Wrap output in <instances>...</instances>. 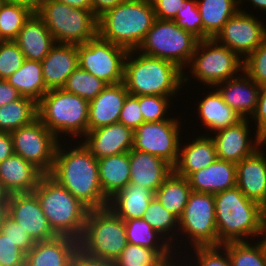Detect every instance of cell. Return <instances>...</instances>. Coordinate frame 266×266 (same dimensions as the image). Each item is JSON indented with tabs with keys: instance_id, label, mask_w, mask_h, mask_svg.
<instances>
[{
	"instance_id": "42",
	"label": "cell",
	"mask_w": 266,
	"mask_h": 266,
	"mask_svg": "<svg viewBox=\"0 0 266 266\" xmlns=\"http://www.w3.org/2000/svg\"><path fill=\"white\" fill-rule=\"evenodd\" d=\"M174 21L185 31L192 33L199 40H203V23L196 0H184Z\"/></svg>"
},
{
	"instance_id": "39",
	"label": "cell",
	"mask_w": 266,
	"mask_h": 266,
	"mask_svg": "<svg viewBox=\"0 0 266 266\" xmlns=\"http://www.w3.org/2000/svg\"><path fill=\"white\" fill-rule=\"evenodd\" d=\"M107 84L79 66L67 78L62 87L65 91L76 94L88 101L94 99Z\"/></svg>"
},
{
	"instance_id": "27",
	"label": "cell",
	"mask_w": 266,
	"mask_h": 266,
	"mask_svg": "<svg viewBox=\"0 0 266 266\" xmlns=\"http://www.w3.org/2000/svg\"><path fill=\"white\" fill-rule=\"evenodd\" d=\"M187 179L192 191L216 194L236 187V164L216 159L206 168L191 173Z\"/></svg>"
},
{
	"instance_id": "44",
	"label": "cell",
	"mask_w": 266,
	"mask_h": 266,
	"mask_svg": "<svg viewBox=\"0 0 266 266\" xmlns=\"http://www.w3.org/2000/svg\"><path fill=\"white\" fill-rule=\"evenodd\" d=\"M25 60V56L13 40L0 42V79H8Z\"/></svg>"
},
{
	"instance_id": "41",
	"label": "cell",
	"mask_w": 266,
	"mask_h": 266,
	"mask_svg": "<svg viewBox=\"0 0 266 266\" xmlns=\"http://www.w3.org/2000/svg\"><path fill=\"white\" fill-rule=\"evenodd\" d=\"M167 261L155 250L128 243L116 258V266H164Z\"/></svg>"
},
{
	"instance_id": "35",
	"label": "cell",
	"mask_w": 266,
	"mask_h": 266,
	"mask_svg": "<svg viewBox=\"0 0 266 266\" xmlns=\"http://www.w3.org/2000/svg\"><path fill=\"white\" fill-rule=\"evenodd\" d=\"M191 192L188 179L173 171L157 189L155 197L167 211L179 219Z\"/></svg>"
},
{
	"instance_id": "32",
	"label": "cell",
	"mask_w": 266,
	"mask_h": 266,
	"mask_svg": "<svg viewBox=\"0 0 266 266\" xmlns=\"http://www.w3.org/2000/svg\"><path fill=\"white\" fill-rule=\"evenodd\" d=\"M124 223L128 243L155 250L167 262L178 259L172 245L143 218L124 220Z\"/></svg>"
},
{
	"instance_id": "62",
	"label": "cell",
	"mask_w": 266,
	"mask_h": 266,
	"mask_svg": "<svg viewBox=\"0 0 266 266\" xmlns=\"http://www.w3.org/2000/svg\"><path fill=\"white\" fill-rule=\"evenodd\" d=\"M176 261H177V263H176ZM176 261L175 260H170L164 266H182L180 264V261L179 260L176 259Z\"/></svg>"
},
{
	"instance_id": "7",
	"label": "cell",
	"mask_w": 266,
	"mask_h": 266,
	"mask_svg": "<svg viewBox=\"0 0 266 266\" xmlns=\"http://www.w3.org/2000/svg\"><path fill=\"white\" fill-rule=\"evenodd\" d=\"M124 220L109 207L88 210L79 249L95 258L113 260L126 248Z\"/></svg>"
},
{
	"instance_id": "2",
	"label": "cell",
	"mask_w": 266,
	"mask_h": 266,
	"mask_svg": "<svg viewBox=\"0 0 266 266\" xmlns=\"http://www.w3.org/2000/svg\"><path fill=\"white\" fill-rule=\"evenodd\" d=\"M188 81V75L170 61L149 57L137 50L127 54L123 83L131 95L174 97Z\"/></svg>"
},
{
	"instance_id": "60",
	"label": "cell",
	"mask_w": 266,
	"mask_h": 266,
	"mask_svg": "<svg viewBox=\"0 0 266 266\" xmlns=\"http://www.w3.org/2000/svg\"><path fill=\"white\" fill-rule=\"evenodd\" d=\"M7 213V196L0 193V223Z\"/></svg>"
},
{
	"instance_id": "37",
	"label": "cell",
	"mask_w": 266,
	"mask_h": 266,
	"mask_svg": "<svg viewBox=\"0 0 266 266\" xmlns=\"http://www.w3.org/2000/svg\"><path fill=\"white\" fill-rule=\"evenodd\" d=\"M154 230H156L160 235H162L166 240L172 245L174 242L173 249L176 252L177 248L175 240L177 242V236L179 228V219L175 217L172 213L167 211L159 202V200L154 196L150 201L145 214L142 217ZM177 230V231H176ZM172 234H171V233ZM174 232V233H173ZM170 234V235H169ZM166 236V237H165ZM176 238H175V237ZM175 245V246H174Z\"/></svg>"
},
{
	"instance_id": "25",
	"label": "cell",
	"mask_w": 266,
	"mask_h": 266,
	"mask_svg": "<svg viewBox=\"0 0 266 266\" xmlns=\"http://www.w3.org/2000/svg\"><path fill=\"white\" fill-rule=\"evenodd\" d=\"M78 249L79 241L67 236L37 241L26 254L25 266H70Z\"/></svg>"
},
{
	"instance_id": "10",
	"label": "cell",
	"mask_w": 266,
	"mask_h": 266,
	"mask_svg": "<svg viewBox=\"0 0 266 266\" xmlns=\"http://www.w3.org/2000/svg\"><path fill=\"white\" fill-rule=\"evenodd\" d=\"M243 60L227 46L215 39L199 40L190 62L191 77L212 87L239 75L243 71ZM194 76V77H193Z\"/></svg>"
},
{
	"instance_id": "51",
	"label": "cell",
	"mask_w": 266,
	"mask_h": 266,
	"mask_svg": "<svg viewBox=\"0 0 266 266\" xmlns=\"http://www.w3.org/2000/svg\"><path fill=\"white\" fill-rule=\"evenodd\" d=\"M251 118L256 125V133L266 126V84L260 86L257 108Z\"/></svg>"
},
{
	"instance_id": "46",
	"label": "cell",
	"mask_w": 266,
	"mask_h": 266,
	"mask_svg": "<svg viewBox=\"0 0 266 266\" xmlns=\"http://www.w3.org/2000/svg\"><path fill=\"white\" fill-rule=\"evenodd\" d=\"M0 232L25 254L35 245V241L7 213L0 223Z\"/></svg>"
},
{
	"instance_id": "59",
	"label": "cell",
	"mask_w": 266,
	"mask_h": 266,
	"mask_svg": "<svg viewBox=\"0 0 266 266\" xmlns=\"http://www.w3.org/2000/svg\"><path fill=\"white\" fill-rule=\"evenodd\" d=\"M243 1H247V0H239V7L240 5L244 4ZM249 2H251V5H253L256 9L258 8L259 10L262 11H266V0H248ZM243 2V3H242Z\"/></svg>"
},
{
	"instance_id": "63",
	"label": "cell",
	"mask_w": 266,
	"mask_h": 266,
	"mask_svg": "<svg viewBox=\"0 0 266 266\" xmlns=\"http://www.w3.org/2000/svg\"><path fill=\"white\" fill-rule=\"evenodd\" d=\"M264 221L266 222V208H265V219H264Z\"/></svg>"
},
{
	"instance_id": "49",
	"label": "cell",
	"mask_w": 266,
	"mask_h": 266,
	"mask_svg": "<svg viewBox=\"0 0 266 266\" xmlns=\"http://www.w3.org/2000/svg\"><path fill=\"white\" fill-rule=\"evenodd\" d=\"M26 254L0 232V266H25Z\"/></svg>"
},
{
	"instance_id": "26",
	"label": "cell",
	"mask_w": 266,
	"mask_h": 266,
	"mask_svg": "<svg viewBox=\"0 0 266 266\" xmlns=\"http://www.w3.org/2000/svg\"><path fill=\"white\" fill-rule=\"evenodd\" d=\"M26 60L42 61L56 41L42 18L33 12L25 21L17 37L13 40Z\"/></svg>"
},
{
	"instance_id": "9",
	"label": "cell",
	"mask_w": 266,
	"mask_h": 266,
	"mask_svg": "<svg viewBox=\"0 0 266 266\" xmlns=\"http://www.w3.org/2000/svg\"><path fill=\"white\" fill-rule=\"evenodd\" d=\"M198 41L197 37L179 27L174 20L156 18L137 51L149 57L170 61L184 71Z\"/></svg>"
},
{
	"instance_id": "29",
	"label": "cell",
	"mask_w": 266,
	"mask_h": 266,
	"mask_svg": "<svg viewBox=\"0 0 266 266\" xmlns=\"http://www.w3.org/2000/svg\"><path fill=\"white\" fill-rule=\"evenodd\" d=\"M155 193L137 184L128 183L109 199L108 207L121 219L142 218Z\"/></svg>"
},
{
	"instance_id": "34",
	"label": "cell",
	"mask_w": 266,
	"mask_h": 266,
	"mask_svg": "<svg viewBox=\"0 0 266 266\" xmlns=\"http://www.w3.org/2000/svg\"><path fill=\"white\" fill-rule=\"evenodd\" d=\"M6 81L23 97L31 98L36 103L49 90L43 79L41 61L25 60L22 66Z\"/></svg>"
},
{
	"instance_id": "58",
	"label": "cell",
	"mask_w": 266,
	"mask_h": 266,
	"mask_svg": "<svg viewBox=\"0 0 266 266\" xmlns=\"http://www.w3.org/2000/svg\"><path fill=\"white\" fill-rule=\"evenodd\" d=\"M261 236L263 238L260 240H257L258 241L257 243L260 245L262 252H263V255L266 258V222L265 221L263 222L261 229L257 234V239H258V237L260 238Z\"/></svg>"
},
{
	"instance_id": "53",
	"label": "cell",
	"mask_w": 266,
	"mask_h": 266,
	"mask_svg": "<svg viewBox=\"0 0 266 266\" xmlns=\"http://www.w3.org/2000/svg\"><path fill=\"white\" fill-rule=\"evenodd\" d=\"M22 95L6 80L0 79V107L20 99Z\"/></svg>"
},
{
	"instance_id": "48",
	"label": "cell",
	"mask_w": 266,
	"mask_h": 266,
	"mask_svg": "<svg viewBox=\"0 0 266 266\" xmlns=\"http://www.w3.org/2000/svg\"><path fill=\"white\" fill-rule=\"evenodd\" d=\"M118 122L131 128L133 131L144 123L139 105V96L127 95Z\"/></svg>"
},
{
	"instance_id": "5",
	"label": "cell",
	"mask_w": 266,
	"mask_h": 266,
	"mask_svg": "<svg viewBox=\"0 0 266 266\" xmlns=\"http://www.w3.org/2000/svg\"><path fill=\"white\" fill-rule=\"evenodd\" d=\"M33 193L54 233L79 241L89 209L48 174L41 178Z\"/></svg>"
},
{
	"instance_id": "20",
	"label": "cell",
	"mask_w": 266,
	"mask_h": 266,
	"mask_svg": "<svg viewBox=\"0 0 266 266\" xmlns=\"http://www.w3.org/2000/svg\"><path fill=\"white\" fill-rule=\"evenodd\" d=\"M257 149L236 164V186L250 200L266 208V156Z\"/></svg>"
},
{
	"instance_id": "50",
	"label": "cell",
	"mask_w": 266,
	"mask_h": 266,
	"mask_svg": "<svg viewBox=\"0 0 266 266\" xmlns=\"http://www.w3.org/2000/svg\"><path fill=\"white\" fill-rule=\"evenodd\" d=\"M184 0H154L155 16L161 20H174Z\"/></svg>"
},
{
	"instance_id": "43",
	"label": "cell",
	"mask_w": 266,
	"mask_h": 266,
	"mask_svg": "<svg viewBox=\"0 0 266 266\" xmlns=\"http://www.w3.org/2000/svg\"><path fill=\"white\" fill-rule=\"evenodd\" d=\"M171 97L157 95L139 96L140 110L144 122H160L171 119L166 116L170 108Z\"/></svg>"
},
{
	"instance_id": "11",
	"label": "cell",
	"mask_w": 266,
	"mask_h": 266,
	"mask_svg": "<svg viewBox=\"0 0 266 266\" xmlns=\"http://www.w3.org/2000/svg\"><path fill=\"white\" fill-rule=\"evenodd\" d=\"M178 229V234L187 237L186 242L190 241L193 248L218 246L214 194L192 191Z\"/></svg>"
},
{
	"instance_id": "38",
	"label": "cell",
	"mask_w": 266,
	"mask_h": 266,
	"mask_svg": "<svg viewBox=\"0 0 266 266\" xmlns=\"http://www.w3.org/2000/svg\"><path fill=\"white\" fill-rule=\"evenodd\" d=\"M32 13L26 6L7 0H0L1 39L3 41L14 40Z\"/></svg>"
},
{
	"instance_id": "31",
	"label": "cell",
	"mask_w": 266,
	"mask_h": 266,
	"mask_svg": "<svg viewBox=\"0 0 266 266\" xmlns=\"http://www.w3.org/2000/svg\"><path fill=\"white\" fill-rule=\"evenodd\" d=\"M97 162L101 189L109 200L130 181L129 152L97 159Z\"/></svg>"
},
{
	"instance_id": "15",
	"label": "cell",
	"mask_w": 266,
	"mask_h": 266,
	"mask_svg": "<svg viewBox=\"0 0 266 266\" xmlns=\"http://www.w3.org/2000/svg\"><path fill=\"white\" fill-rule=\"evenodd\" d=\"M239 10L223 25L214 38L244 59L266 39V25L254 15Z\"/></svg>"
},
{
	"instance_id": "22",
	"label": "cell",
	"mask_w": 266,
	"mask_h": 266,
	"mask_svg": "<svg viewBox=\"0 0 266 266\" xmlns=\"http://www.w3.org/2000/svg\"><path fill=\"white\" fill-rule=\"evenodd\" d=\"M124 83L107 85L89 101L88 131L118 123L124 101L128 95Z\"/></svg>"
},
{
	"instance_id": "6",
	"label": "cell",
	"mask_w": 266,
	"mask_h": 266,
	"mask_svg": "<svg viewBox=\"0 0 266 266\" xmlns=\"http://www.w3.org/2000/svg\"><path fill=\"white\" fill-rule=\"evenodd\" d=\"M88 110V100L63 88L48 90L37 103L38 118L58 139L60 134L83 138L88 132Z\"/></svg>"
},
{
	"instance_id": "23",
	"label": "cell",
	"mask_w": 266,
	"mask_h": 266,
	"mask_svg": "<svg viewBox=\"0 0 266 266\" xmlns=\"http://www.w3.org/2000/svg\"><path fill=\"white\" fill-rule=\"evenodd\" d=\"M130 181L154 193L173 172V166L164 159L135 149L129 151Z\"/></svg>"
},
{
	"instance_id": "13",
	"label": "cell",
	"mask_w": 266,
	"mask_h": 266,
	"mask_svg": "<svg viewBox=\"0 0 266 266\" xmlns=\"http://www.w3.org/2000/svg\"><path fill=\"white\" fill-rule=\"evenodd\" d=\"M14 154L21 156L44 174L52 170L59 140L37 117L30 124L10 132Z\"/></svg>"
},
{
	"instance_id": "54",
	"label": "cell",
	"mask_w": 266,
	"mask_h": 266,
	"mask_svg": "<svg viewBox=\"0 0 266 266\" xmlns=\"http://www.w3.org/2000/svg\"><path fill=\"white\" fill-rule=\"evenodd\" d=\"M125 0H92V11L99 19L107 11L115 8Z\"/></svg>"
},
{
	"instance_id": "55",
	"label": "cell",
	"mask_w": 266,
	"mask_h": 266,
	"mask_svg": "<svg viewBox=\"0 0 266 266\" xmlns=\"http://www.w3.org/2000/svg\"><path fill=\"white\" fill-rule=\"evenodd\" d=\"M13 154L14 148L10 133L0 131V163Z\"/></svg>"
},
{
	"instance_id": "19",
	"label": "cell",
	"mask_w": 266,
	"mask_h": 266,
	"mask_svg": "<svg viewBox=\"0 0 266 266\" xmlns=\"http://www.w3.org/2000/svg\"><path fill=\"white\" fill-rule=\"evenodd\" d=\"M44 175L35 165L13 154L0 163V193H32Z\"/></svg>"
},
{
	"instance_id": "1",
	"label": "cell",
	"mask_w": 266,
	"mask_h": 266,
	"mask_svg": "<svg viewBox=\"0 0 266 266\" xmlns=\"http://www.w3.org/2000/svg\"><path fill=\"white\" fill-rule=\"evenodd\" d=\"M66 151L58 143L51 172L48 174L65 187L89 210L108 207L101 189L97 158L81 142ZM63 147V148H62Z\"/></svg>"
},
{
	"instance_id": "28",
	"label": "cell",
	"mask_w": 266,
	"mask_h": 266,
	"mask_svg": "<svg viewBox=\"0 0 266 266\" xmlns=\"http://www.w3.org/2000/svg\"><path fill=\"white\" fill-rule=\"evenodd\" d=\"M179 148V155L173 171L179 176L188 177L191 173L206 168L217 159L215 143L209 133L200 135ZM184 146V147H183Z\"/></svg>"
},
{
	"instance_id": "61",
	"label": "cell",
	"mask_w": 266,
	"mask_h": 266,
	"mask_svg": "<svg viewBox=\"0 0 266 266\" xmlns=\"http://www.w3.org/2000/svg\"><path fill=\"white\" fill-rule=\"evenodd\" d=\"M258 149H262V146H266V126L257 133Z\"/></svg>"
},
{
	"instance_id": "14",
	"label": "cell",
	"mask_w": 266,
	"mask_h": 266,
	"mask_svg": "<svg viewBox=\"0 0 266 266\" xmlns=\"http://www.w3.org/2000/svg\"><path fill=\"white\" fill-rule=\"evenodd\" d=\"M174 117L160 122H144L134 130L133 148L158 156L174 166L179 155L181 121ZM180 130V131H179Z\"/></svg>"
},
{
	"instance_id": "45",
	"label": "cell",
	"mask_w": 266,
	"mask_h": 266,
	"mask_svg": "<svg viewBox=\"0 0 266 266\" xmlns=\"http://www.w3.org/2000/svg\"><path fill=\"white\" fill-rule=\"evenodd\" d=\"M243 71L259 86L266 84V39L243 60Z\"/></svg>"
},
{
	"instance_id": "36",
	"label": "cell",
	"mask_w": 266,
	"mask_h": 266,
	"mask_svg": "<svg viewBox=\"0 0 266 266\" xmlns=\"http://www.w3.org/2000/svg\"><path fill=\"white\" fill-rule=\"evenodd\" d=\"M37 117V103L31 98L22 96L0 107V131L10 133L30 124Z\"/></svg>"
},
{
	"instance_id": "57",
	"label": "cell",
	"mask_w": 266,
	"mask_h": 266,
	"mask_svg": "<svg viewBox=\"0 0 266 266\" xmlns=\"http://www.w3.org/2000/svg\"><path fill=\"white\" fill-rule=\"evenodd\" d=\"M28 7L32 12H37L43 0H7Z\"/></svg>"
},
{
	"instance_id": "17",
	"label": "cell",
	"mask_w": 266,
	"mask_h": 266,
	"mask_svg": "<svg viewBox=\"0 0 266 266\" xmlns=\"http://www.w3.org/2000/svg\"><path fill=\"white\" fill-rule=\"evenodd\" d=\"M249 119H242L238 123L212 133L215 143L217 159L232 163H239L244 158L251 156L258 149L257 133L249 137Z\"/></svg>"
},
{
	"instance_id": "56",
	"label": "cell",
	"mask_w": 266,
	"mask_h": 266,
	"mask_svg": "<svg viewBox=\"0 0 266 266\" xmlns=\"http://www.w3.org/2000/svg\"><path fill=\"white\" fill-rule=\"evenodd\" d=\"M73 8L92 10V0H56Z\"/></svg>"
},
{
	"instance_id": "30",
	"label": "cell",
	"mask_w": 266,
	"mask_h": 266,
	"mask_svg": "<svg viewBox=\"0 0 266 266\" xmlns=\"http://www.w3.org/2000/svg\"><path fill=\"white\" fill-rule=\"evenodd\" d=\"M198 118L206 130L218 131L232 126L242 120L241 116L229 107L217 89L209 93L198 102Z\"/></svg>"
},
{
	"instance_id": "47",
	"label": "cell",
	"mask_w": 266,
	"mask_h": 266,
	"mask_svg": "<svg viewBox=\"0 0 266 266\" xmlns=\"http://www.w3.org/2000/svg\"><path fill=\"white\" fill-rule=\"evenodd\" d=\"M193 250L196 255L195 262H198L195 266H232L227 251L222 245L195 247ZM181 264L185 266V263L181 262Z\"/></svg>"
},
{
	"instance_id": "16",
	"label": "cell",
	"mask_w": 266,
	"mask_h": 266,
	"mask_svg": "<svg viewBox=\"0 0 266 266\" xmlns=\"http://www.w3.org/2000/svg\"><path fill=\"white\" fill-rule=\"evenodd\" d=\"M7 214L35 242L48 241L57 237L33 192L8 195Z\"/></svg>"
},
{
	"instance_id": "12",
	"label": "cell",
	"mask_w": 266,
	"mask_h": 266,
	"mask_svg": "<svg viewBox=\"0 0 266 266\" xmlns=\"http://www.w3.org/2000/svg\"><path fill=\"white\" fill-rule=\"evenodd\" d=\"M79 67L104 81L107 85L123 82L128 50L103 40L99 35L77 45Z\"/></svg>"
},
{
	"instance_id": "33",
	"label": "cell",
	"mask_w": 266,
	"mask_h": 266,
	"mask_svg": "<svg viewBox=\"0 0 266 266\" xmlns=\"http://www.w3.org/2000/svg\"><path fill=\"white\" fill-rule=\"evenodd\" d=\"M203 23V40L214 39L239 10V0H196Z\"/></svg>"
},
{
	"instance_id": "4",
	"label": "cell",
	"mask_w": 266,
	"mask_h": 266,
	"mask_svg": "<svg viewBox=\"0 0 266 266\" xmlns=\"http://www.w3.org/2000/svg\"><path fill=\"white\" fill-rule=\"evenodd\" d=\"M156 20L149 0H125L98 19V35L106 41L137 50Z\"/></svg>"
},
{
	"instance_id": "3",
	"label": "cell",
	"mask_w": 266,
	"mask_h": 266,
	"mask_svg": "<svg viewBox=\"0 0 266 266\" xmlns=\"http://www.w3.org/2000/svg\"><path fill=\"white\" fill-rule=\"evenodd\" d=\"M214 200L218 246L257 236L265 219L264 207L248 199L237 186L214 194Z\"/></svg>"
},
{
	"instance_id": "8",
	"label": "cell",
	"mask_w": 266,
	"mask_h": 266,
	"mask_svg": "<svg viewBox=\"0 0 266 266\" xmlns=\"http://www.w3.org/2000/svg\"><path fill=\"white\" fill-rule=\"evenodd\" d=\"M36 13L56 43L82 45L98 36V18L92 10L73 8L56 0H43Z\"/></svg>"
},
{
	"instance_id": "52",
	"label": "cell",
	"mask_w": 266,
	"mask_h": 266,
	"mask_svg": "<svg viewBox=\"0 0 266 266\" xmlns=\"http://www.w3.org/2000/svg\"><path fill=\"white\" fill-rule=\"evenodd\" d=\"M70 266H116L115 261L88 256L80 249L74 254Z\"/></svg>"
},
{
	"instance_id": "40",
	"label": "cell",
	"mask_w": 266,
	"mask_h": 266,
	"mask_svg": "<svg viewBox=\"0 0 266 266\" xmlns=\"http://www.w3.org/2000/svg\"><path fill=\"white\" fill-rule=\"evenodd\" d=\"M249 242L240 241L222 244L227 251L232 266H266V258L260 245Z\"/></svg>"
},
{
	"instance_id": "18",
	"label": "cell",
	"mask_w": 266,
	"mask_h": 266,
	"mask_svg": "<svg viewBox=\"0 0 266 266\" xmlns=\"http://www.w3.org/2000/svg\"><path fill=\"white\" fill-rule=\"evenodd\" d=\"M134 131L115 123L88 131L82 142L97 158L127 153L133 148Z\"/></svg>"
},
{
	"instance_id": "21",
	"label": "cell",
	"mask_w": 266,
	"mask_h": 266,
	"mask_svg": "<svg viewBox=\"0 0 266 266\" xmlns=\"http://www.w3.org/2000/svg\"><path fill=\"white\" fill-rule=\"evenodd\" d=\"M242 75L230 78L215 87L223 101L238 113L242 119L252 117L257 108L260 86L244 71ZM244 73V75H243Z\"/></svg>"
},
{
	"instance_id": "24",
	"label": "cell",
	"mask_w": 266,
	"mask_h": 266,
	"mask_svg": "<svg viewBox=\"0 0 266 266\" xmlns=\"http://www.w3.org/2000/svg\"><path fill=\"white\" fill-rule=\"evenodd\" d=\"M41 64L46 87L49 90L62 88L79 66L77 45L55 43Z\"/></svg>"
}]
</instances>
